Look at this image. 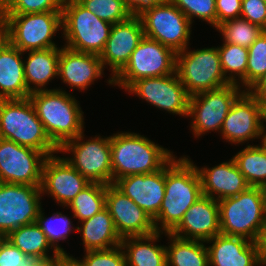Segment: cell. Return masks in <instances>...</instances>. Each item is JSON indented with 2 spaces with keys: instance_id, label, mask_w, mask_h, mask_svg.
Returning <instances> with one entry per match:
<instances>
[{
  "instance_id": "6da1fadb",
  "label": "cell",
  "mask_w": 266,
  "mask_h": 266,
  "mask_svg": "<svg viewBox=\"0 0 266 266\" xmlns=\"http://www.w3.org/2000/svg\"><path fill=\"white\" fill-rule=\"evenodd\" d=\"M202 195L201 179L194 162L188 156L179 159L174 156L165 165V196L154 219L156 231L171 233Z\"/></svg>"
},
{
  "instance_id": "ee69618b",
  "label": "cell",
  "mask_w": 266,
  "mask_h": 266,
  "mask_svg": "<svg viewBox=\"0 0 266 266\" xmlns=\"http://www.w3.org/2000/svg\"><path fill=\"white\" fill-rule=\"evenodd\" d=\"M167 1L169 0H123L126 8L132 15H138L147 8L163 4Z\"/></svg>"
},
{
  "instance_id": "8fae6325",
  "label": "cell",
  "mask_w": 266,
  "mask_h": 266,
  "mask_svg": "<svg viewBox=\"0 0 266 266\" xmlns=\"http://www.w3.org/2000/svg\"><path fill=\"white\" fill-rule=\"evenodd\" d=\"M138 16L145 37L158 41L176 53L188 47L192 23L170 0L147 8Z\"/></svg>"
},
{
  "instance_id": "52a82bcc",
  "label": "cell",
  "mask_w": 266,
  "mask_h": 266,
  "mask_svg": "<svg viewBox=\"0 0 266 266\" xmlns=\"http://www.w3.org/2000/svg\"><path fill=\"white\" fill-rule=\"evenodd\" d=\"M188 50L176 54V73L190 96L230 84L221 68L218 46Z\"/></svg>"
},
{
  "instance_id": "60d3db41",
  "label": "cell",
  "mask_w": 266,
  "mask_h": 266,
  "mask_svg": "<svg viewBox=\"0 0 266 266\" xmlns=\"http://www.w3.org/2000/svg\"><path fill=\"white\" fill-rule=\"evenodd\" d=\"M42 263L40 258L24 254L7 239L0 246V266H39Z\"/></svg>"
},
{
  "instance_id": "83f0119b",
  "label": "cell",
  "mask_w": 266,
  "mask_h": 266,
  "mask_svg": "<svg viewBox=\"0 0 266 266\" xmlns=\"http://www.w3.org/2000/svg\"><path fill=\"white\" fill-rule=\"evenodd\" d=\"M160 232L122 238L127 266H167L166 245H155Z\"/></svg>"
},
{
  "instance_id": "44dd1931",
  "label": "cell",
  "mask_w": 266,
  "mask_h": 266,
  "mask_svg": "<svg viewBox=\"0 0 266 266\" xmlns=\"http://www.w3.org/2000/svg\"><path fill=\"white\" fill-rule=\"evenodd\" d=\"M114 185L154 220L165 196V166L153 173L125 176Z\"/></svg>"
},
{
  "instance_id": "681fc988",
  "label": "cell",
  "mask_w": 266,
  "mask_h": 266,
  "mask_svg": "<svg viewBox=\"0 0 266 266\" xmlns=\"http://www.w3.org/2000/svg\"><path fill=\"white\" fill-rule=\"evenodd\" d=\"M5 25V1L0 0V26Z\"/></svg>"
},
{
  "instance_id": "cb8c5ba5",
  "label": "cell",
  "mask_w": 266,
  "mask_h": 266,
  "mask_svg": "<svg viewBox=\"0 0 266 266\" xmlns=\"http://www.w3.org/2000/svg\"><path fill=\"white\" fill-rule=\"evenodd\" d=\"M205 243L209 266H260L256 242L220 233Z\"/></svg>"
},
{
  "instance_id": "d4e9b609",
  "label": "cell",
  "mask_w": 266,
  "mask_h": 266,
  "mask_svg": "<svg viewBox=\"0 0 266 266\" xmlns=\"http://www.w3.org/2000/svg\"><path fill=\"white\" fill-rule=\"evenodd\" d=\"M23 55L10 42L0 51V100L23 99L31 94L25 82Z\"/></svg>"
},
{
  "instance_id": "c3c4849f",
  "label": "cell",
  "mask_w": 266,
  "mask_h": 266,
  "mask_svg": "<svg viewBox=\"0 0 266 266\" xmlns=\"http://www.w3.org/2000/svg\"><path fill=\"white\" fill-rule=\"evenodd\" d=\"M9 42V35L6 25L0 26V51Z\"/></svg>"
},
{
  "instance_id": "30bf717a",
  "label": "cell",
  "mask_w": 266,
  "mask_h": 266,
  "mask_svg": "<svg viewBox=\"0 0 266 266\" xmlns=\"http://www.w3.org/2000/svg\"><path fill=\"white\" fill-rule=\"evenodd\" d=\"M84 132L65 142L59 153H71L72 157L65 159L89 182L112 184V164L110 136L83 140Z\"/></svg>"
},
{
  "instance_id": "e0dca14e",
  "label": "cell",
  "mask_w": 266,
  "mask_h": 266,
  "mask_svg": "<svg viewBox=\"0 0 266 266\" xmlns=\"http://www.w3.org/2000/svg\"><path fill=\"white\" fill-rule=\"evenodd\" d=\"M144 38L143 25L138 15L112 25L102 53L99 55L103 68L109 66L111 78L107 80L113 85L114 78L128 63L132 52ZM107 65V66H106Z\"/></svg>"
},
{
  "instance_id": "9c48e42d",
  "label": "cell",
  "mask_w": 266,
  "mask_h": 266,
  "mask_svg": "<svg viewBox=\"0 0 266 266\" xmlns=\"http://www.w3.org/2000/svg\"><path fill=\"white\" fill-rule=\"evenodd\" d=\"M176 54L171 48L144 36L126 66L112 78L113 86L126 90L138 79L175 73Z\"/></svg>"
},
{
  "instance_id": "3957f363",
  "label": "cell",
  "mask_w": 266,
  "mask_h": 266,
  "mask_svg": "<svg viewBox=\"0 0 266 266\" xmlns=\"http://www.w3.org/2000/svg\"><path fill=\"white\" fill-rule=\"evenodd\" d=\"M28 98L47 135L58 148L84 132V112L79 101L64 89L36 91Z\"/></svg>"
},
{
  "instance_id": "484cf974",
  "label": "cell",
  "mask_w": 266,
  "mask_h": 266,
  "mask_svg": "<svg viewBox=\"0 0 266 266\" xmlns=\"http://www.w3.org/2000/svg\"><path fill=\"white\" fill-rule=\"evenodd\" d=\"M59 47L30 50L27 59L24 60V77L27 89L30 93L36 91L55 90L46 86L49 81L58 76ZM33 85V86H31Z\"/></svg>"
},
{
  "instance_id": "f6af8a7d",
  "label": "cell",
  "mask_w": 266,
  "mask_h": 266,
  "mask_svg": "<svg viewBox=\"0 0 266 266\" xmlns=\"http://www.w3.org/2000/svg\"><path fill=\"white\" fill-rule=\"evenodd\" d=\"M260 266H266V224L261 229L256 241Z\"/></svg>"
},
{
  "instance_id": "11a10c76",
  "label": "cell",
  "mask_w": 266,
  "mask_h": 266,
  "mask_svg": "<svg viewBox=\"0 0 266 266\" xmlns=\"http://www.w3.org/2000/svg\"><path fill=\"white\" fill-rule=\"evenodd\" d=\"M264 195H265V215H266V188H264Z\"/></svg>"
},
{
  "instance_id": "b9f144b4",
  "label": "cell",
  "mask_w": 266,
  "mask_h": 266,
  "mask_svg": "<svg viewBox=\"0 0 266 266\" xmlns=\"http://www.w3.org/2000/svg\"><path fill=\"white\" fill-rule=\"evenodd\" d=\"M240 17L266 30V1L242 0Z\"/></svg>"
},
{
  "instance_id": "7dc6e473",
  "label": "cell",
  "mask_w": 266,
  "mask_h": 266,
  "mask_svg": "<svg viewBox=\"0 0 266 266\" xmlns=\"http://www.w3.org/2000/svg\"><path fill=\"white\" fill-rule=\"evenodd\" d=\"M52 266H82V264L69 254H60L52 260Z\"/></svg>"
},
{
  "instance_id": "4fadbf2b",
  "label": "cell",
  "mask_w": 266,
  "mask_h": 266,
  "mask_svg": "<svg viewBox=\"0 0 266 266\" xmlns=\"http://www.w3.org/2000/svg\"><path fill=\"white\" fill-rule=\"evenodd\" d=\"M40 186L0 182V232L35 223L41 206Z\"/></svg>"
},
{
  "instance_id": "f5cc1de1",
  "label": "cell",
  "mask_w": 266,
  "mask_h": 266,
  "mask_svg": "<svg viewBox=\"0 0 266 266\" xmlns=\"http://www.w3.org/2000/svg\"><path fill=\"white\" fill-rule=\"evenodd\" d=\"M5 239H6V235L4 233L0 232V246L5 241Z\"/></svg>"
},
{
  "instance_id": "4316f807",
  "label": "cell",
  "mask_w": 266,
  "mask_h": 266,
  "mask_svg": "<svg viewBox=\"0 0 266 266\" xmlns=\"http://www.w3.org/2000/svg\"><path fill=\"white\" fill-rule=\"evenodd\" d=\"M80 223L75 230L82 235L84 251L107 250L121 245L122 238L107 208Z\"/></svg>"
},
{
  "instance_id": "db71d44e",
  "label": "cell",
  "mask_w": 266,
  "mask_h": 266,
  "mask_svg": "<svg viewBox=\"0 0 266 266\" xmlns=\"http://www.w3.org/2000/svg\"><path fill=\"white\" fill-rule=\"evenodd\" d=\"M39 266H52V260L51 261H46L40 264Z\"/></svg>"
},
{
  "instance_id": "ffe728a7",
  "label": "cell",
  "mask_w": 266,
  "mask_h": 266,
  "mask_svg": "<svg viewBox=\"0 0 266 266\" xmlns=\"http://www.w3.org/2000/svg\"><path fill=\"white\" fill-rule=\"evenodd\" d=\"M220 233L218 201L205 195L184 213L179 225L171 232L178 238L203 242Z\"/></svg>"
},
{
  "instance_id": "ac0fdd59",
  "label": "cell",
  "mask_w": 266,
  "mask_h": 266,
  "mask_svg": "<svg viewBox=\"0 0 266 266\" xmlns=\"http://www.w3.org/2000/svg\"><path fill=\"white\" fill-rule=\"evenodd\" d=\"M90 183L64 157L52 155L46 158L41 193L51 195L58 205L66 207Z\"/></svg>"
},
{
  "instance_id": "f1b7e54d",
  "label": "cell",
  "mask_w": 266,
  "mask_h": 266,
  "mask_svg": "<svg viewBox=\"0 0 266 266\" xmlns=\"http://www.w3.org/2000/svg\"><path fill=\"white\" fill-rule=\"evenodd\" d=\"M6 239L19 248L24 254L37 256L43 262L51 261L60 255L48 242L46 235L36 222L23 225L11 231L6 236ZM48 249L53 250L52 256L48 255Z\"/></svg>"
},
{
  "instance_id": "d590c367",
  "label": "cell",
  "mask_w": 266,
  "mask_h": 266,
  "mask_svg": "<svg viewBox=\"0 0 266 266\" xmlns=\"http://www.w3.org/2000/svg\"><path fill=\"white\" fill-rule=\"evenodd\" d=\"M266 72V30L248 48L246 91H249Z\"/></svg>"
},
{
  "instance_id": "9a60e30c",
  "label": "cell",
  "mask_w": 266,
  "mask_h": 266,
  "mask_svg": "<svg viewBox=\"0 0 266 266\" xmlns=\"http://www.w3.org/2000/svg\"><path fill=\"white\" fill-rule=\"evenodd\" d=\"M125 91L137 95L158 109L188 118L190 95L176 72L138 79Z\"/></svg>"
},
{
  "instance_id": "5bb4252c",
  "label": "cell",
  "mask_w": 266,
  "mask_h": 266,
  "mask_svg": "<svg viewBox=\"0 0 266 266\" xmlns=\"http://www.w3.org/2000/svg\"><path fill=\"white\" fill-rule=\"evenodd\" d=\"M46 158L41 151L0 138V182L41 186Z\"/></svg>"
},
{
  "instance_id": "7402d4cb",
  "label": "cell",
  "mask_w": 266,
  "mask_h": 266,
  "mask_svg": "<svg viewBox=\"0 0 266 266\" xmlns=\"http://www.w3.org/2000/svg\"><path fill=\"white\" fill-rule=\"evenodd\" d=\"M99 55L77 52L63 46L60 50L58 76L70 89L88 90L94 81L103 77Z\"/></svg>"
},
{
  "instance_id": "bcb514c9",
  "label": "cell",
  "mask_w": 266,
  "mask_h": 266,
  "mask_svg": "<svg viewBox=\"0 0 266 266\" xmlns=\"http://www.w3.org/2000/svg\"><path fill=\"white\" fill-rule=\"evenodd\" d=\"M249 92L260 99L261 101L266 100V72L265 74L257 81V83L249 90Z\"/></svg>"
},
{
  "instance_id": "7a4b0ae2",
  "label": "cell",
  "mask_w": 266,
  "mask_h": 266,
  "mask_svg": "<svg viewBox=\"0 0 266 266\" xmlns=\"http://www.w3.org/2000/svg\"><path fill=\"white\" fill-rule=\"evenodd\" d=\"M112 184L134 174H149L163 168L175 155L167 148L134 132L110 135Z\"/></svg>"
},
{
  "instance_id": "f907efd6",
  "label": "cell",
  "mask_w": 266,
  "mask_h": 266,
  "mask_svg": "<svg viewBox=\"0 0 266 266\" xmlns=\"http://www.w3.org/2000/svg\"><path fill=\"white\" fill-rule=\"evenodd\" d=\"M260 144H262L266 148V127L264 123L262 127V139H261Z\"/></svg>"
},
{
  "instance_id": "4dcf8cb0",
  "label": "cell",
  "mask_w": 266,
  "mask_h": 266,
  "mask_svg": "<svg viewBox=\"0 0 266 266\" xmlns=\"http://www.w3.org/2000/svg\"><path fill=\"white\" fill-rule=\"evenodd\" d=\"M232 158L250 186L266 188V148L262 144H249Z\"/></svg>"
},
{
  "instance_id": "f546056e",
  "label": "cell",
  "mask_w": 266,
  "mask_h": 266,
  "mask_svg": "<svg viewBox=\"0 0 266 266\" xmlns=\"http://www.w3.org/2000/svg\"><path fill=\"white\" fill-rule=\"evenodd\" d=\"M164 234L170 241L166 246L167 266H209L205 242L178 238L171 233Z\"/></svg>"
},
{
  "instance_id": "277c9868",
  "label": "cell",
  "mask_w": 266,
  "mask_h": 266,
  "mask_svg": "<svg viewBox=\"0 0 266 266\" xmlns=\"http://www.w3.org/2000/svg\"><path fill=\"white\" fill-rule=\"evenodd\" d=\"M0 138L34 148L47 157L59 153L28 97L0 100Z\"/></svg>"
},
{
  "instance_id": "7bdbcfd3",
  "label": "cell",
  "mask_w": 266,
  "mask_h": 266,
  "mask_svg": "<svg viewBox=\"0 0 266 266\" xmlns=\"http://www.w3.org/2000/svg\"><path fill=\"white\" fill-rule=\"evenodd\" d=\"M216 3V27L225 22L239 18L242 10V0H215Z\"/></svg>"
},
{
  "instance_id": "2e32d148",
  "label": "cell",
  "mask_w": 266,
  "mask_h": 266,
  "mask_svg": "<svg viewBox=\"0 0 266 266\" xmlns=\"http://www.w3.org/2000/svg\"><path fill=\"white\" fill-rule=\"evenodd\" d=\"M262 101L244 91L232 104L221 127V135L231 144L262 139Z\"/></svg>"
},
{
  "instance_id": "d6986e66",
  "label": "cell",
  "mask_w": 266,
  "mask_h": 266,
  "mask_svg": "<svg viewBox=\"0 0 266 266\" xmlns=\"http://www.w3.org/2000/svg\"><path fill=\"white\" fill-rule=\"evenodd\" d=\"M106 208L121 238L156 232L153 218L114 184L106 187Z\"/></svg>"
},
{
  "instance_id": "8d00e7d4",
  "label": "cell",
  "mask_w": 266,
  "mask_h": 266,
  "mask_svg": "<svg viewBox=\"0 0 266 266\" xmlns=\"http://www.w3.org/2000/svg\"><path fill=\"white\" fill-rule=\"evenodd\" d=\"M83 7L94 13L98 18L116 24L125 21L132 14L123 0H77Z\"/></svg>"
},
{
  "instance_id": "816d5d0a",
  "label": "cell",
  "mask_w": 266,
  "mask_h": 266,
  "mask_svg": "<svg viewBox=\"0 0 266 266\" xmlns=\"http://www.w3.org/2000/svg\"><path fill=\"white\" fill-rule=\"evenodd\" d=\"M262 116H263V123L266 122V100L262 101Z\"/></svg>"
},
{
  "instance_id": "f35d334b",
  "label": "cell",
  "mask_w": 266,
  "mask_h": 266,
  "mask_svg": "<svg viewBox=\"0 0 266 266\" xmlns=\"http://www.w3.org/2000/svg\"><path fill=\"white\" fill-rule=\"evenodd\" d=\"M5 14L61 11L66 0H4Z\"/></svg>"
},
{
  "instance_id": "d6a6232c",
  "label": "cell",
  "mask_w": 266,
  "mask_h": 266,
  "mask_svg": "<svg viewBox=\"0 0 266 266\" xmlns=\"http://www.w3.org/2000/svg\"><path fill=\"white\" fill-rule=\"evenodd\" d=\"M218 51L221 68L226 79L230 83L238 84L239 86L242 84L241 88L244 87L246 91L248 48L224 42L222 46L218 47Z\"/></svg>"
},
{
  "instance_id": "5b68a950",
  "label": "cell",
  "mask_w": 266,
  "mask_h": 266,
  "mask_svg": "<svg viewBox=\"0 0 266 266\" xmlns=\"http://www.w3.org/2000/svg\"><path fill=\"white\" fill-rule=\"evenodd\" d=\"M218 204L221 234L257 241L266 224L264 188L250 186Z\"/></svg>"
},
{
  "instance_id": "e575fe53",
  "label": "cell",
  "mask_w": 266,
  "mask_h": 266,
  "mask_svg": "<svg viewBox=\"0 0 266 266\" xmlns=\"http://www.w3.org/2000/svg\"><path fill=\"white\" fill-rule=\"evenodd\" d=\"M40 208L36 223L47 237L48 242L59 254H68L60 245L59 241H65L76 226H72L71 219L62 212H56L51 217H45ZM75 227V228H74Z\"/></svg>"
},
{
  "instance_id": "74e56055",
  "label": "cell",
  "mask_w": 266,
  "mask_h": 266,
  "mask_svg": "<svg viewBox=\"0 0 266 266\" xmlns=\"http://www.w3.org/2000/svg\"><path fill=\"white\" fill-rule=\"evenodd\" d=\"M193 23V18L206 21L216 28L215 0H170Z\"/></svg>"
},
{
  "instance_id": "836d02e7",
  "label": "cell",
  "mask_w": 266,
  "mask_h": 266,
  "mask_svg": "<svg viewBox=\"0 0 266 266\" xmlns=\"http://www.w3.org/2000/svg\"><path fill=\"white\" fill-rule=\"evenodd\" d=\"M223 37V42L249 48L264 31L260 26L252 24L241 17L226 20L216 28Z\"/></svg>"
},
{
  "instance_id": "8992f818",
  "label": "cell",
  "mask_w": 266,
  "mask_h": 266,
  "mask_svg": "<svg viewBox=\"0 0 266 266\" xmlns=\"http://www.w3.org/2000/svg\"><path fill=\"white\" fill-rule=\"evenodd\" d=\"M63 45L77 52L100 55L112 24L101 20L77 0H66L62 10Z\"/></svg>"
},
{
  "instance_id": "ab89813d",
  "label": "cell",
  "mask_w": 266,
  "mask_h": 266,
  "mask_svg": "<svg viewBox=\"0 0 266 266\" xmlns=\"http://www.w3.org/2000/svg\"><path fill=\"white\" fill-rule=\"evenodd\" d=\"M84 252V257L78 259L82 266H127L126 256L121 245L107 250Z\"/></svg>"
},
{
  "instance_id": "ba28073f",
  "label": "cell",
  "mask_w": 266,
  "mask_h": 266,
  "mask_svg": "<svg viewBox=\"0 0 266 266\" xmlns=\"http://www.w3.org/2000/svg\"><path fill=\"white\" fill-rule=\"evenodd\" d=\"M9 42L20 51L44 50L57 47L52 41L62 31V12L49 11L33 14H5Z\"/></svg>"
},
{
  "instance_id": "1f68e13d",
  "label": "cell",
  "mask_w": 266,
  "mask_h": 266,
  "mask_svg": "<svg viewBox=\"0 0 266 266\" xmlns=\"http://www.w3.org/2000/svg\"><path fill=\"white\" fill-rule=\"evenodd\" d=\"M106 187L101 183H90L66 206L72 210L73 217L82 222L106 208Z\"/></svg>"
},
{
  "instance_id": "603a6c76",
  "label": "cell",
  "mask_w": 266,
  "mask_h": 266,
  "mask_svg": "<svg viewBox=\"0 0 266 266\" xmlns=\"http://www.w3.org/2000/svg\"><path fill=\"white\" fill-rule=\"evenodd\" d=\"M196 168L201 179L202 194L217 201L236 196L250 187L233 158L211 168Z\"/></svg>"
},
{
  "instance_id": "7c38bea8",
  "label": "cell",
  "mask_w": 266,
  "mask_h": 266,
  "mask_svg": "<svg viewBox=\"0 0 266 266\" xmlns=\"http://www.w3.org/2000/svg\"><path fill=\"white\" fill-rule=\"evenodd\" d=\"M244 91L238 84L230 83L190 96L188 117L192 118L193 135L198 138L210 131L219 133L232 104Z\"/></svg>"
}]
</instances>
